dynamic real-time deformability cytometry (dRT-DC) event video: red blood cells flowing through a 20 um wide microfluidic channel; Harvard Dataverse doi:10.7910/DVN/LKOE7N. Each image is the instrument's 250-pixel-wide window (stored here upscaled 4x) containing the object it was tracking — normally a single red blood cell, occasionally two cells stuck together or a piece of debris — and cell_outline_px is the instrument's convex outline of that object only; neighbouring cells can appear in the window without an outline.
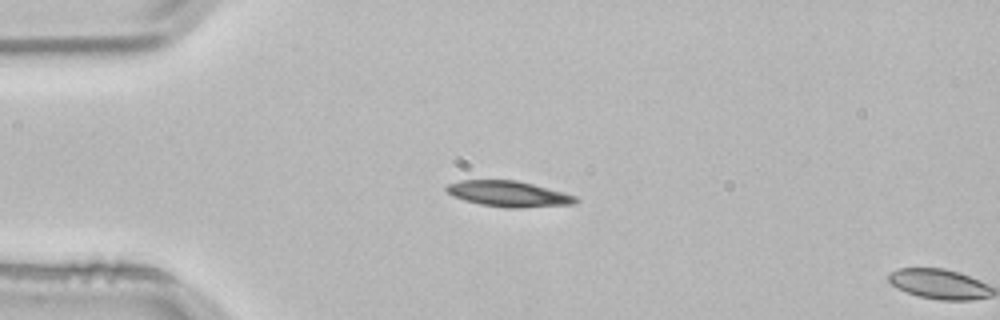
{"species": "common noctule bat (a hibernating species)", "species_latin": "Nyctalus noctula", "temperature_condition": "room temperature", "stored_images_in_passage": 4, "segment_of_instrument_passage": [1, 2], "camera_frame_rate_fps": 3000, "um_per_image_px": 0.085, "animal": {"sex": "male", "body_mass_g": 21.5, "forearm_length_mm": 52.0}, "frame": {"image": 1, "passage_image": 3, "time_ms": 0.667, "image_size_px": [1000, 320], "cell_outline_px": [[580, 200], [572, 204], [520, 208], [508, 208], [480, 204], [464, 200], [452, 196], [444, 188], [448, 184], [460, 180], [516, 180], [564, 192], [576, 196]], "centroid_in_image_um": [43.22, 16.48], "position_along_channel_um": 41.8, "area_um2": 19.36}}